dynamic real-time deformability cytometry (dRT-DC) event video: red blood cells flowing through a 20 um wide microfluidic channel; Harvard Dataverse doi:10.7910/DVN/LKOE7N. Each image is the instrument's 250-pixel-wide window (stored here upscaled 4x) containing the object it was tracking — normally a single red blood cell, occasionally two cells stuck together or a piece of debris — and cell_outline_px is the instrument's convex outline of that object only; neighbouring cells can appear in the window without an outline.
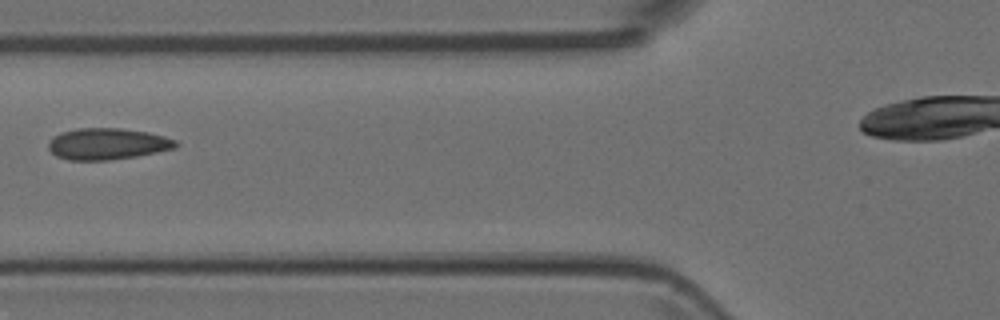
{"species": "Egyptian fruit bat (a non-hibernating species)", "species_latin": "Rousettus aegyptiacus", "temperature_condition": "room temperature", "stored_images_in_passage": 3, "camera_frame_rate_fps": 3000, "um_per_image_px": 0.085, "animal": {"sex": "female"}, "frame": {"image": 1, "passage_image": 3, "time_ms": 0.667, "image_size_px": [1000, 320], "cell_outline_px": [[180, 144], [176, 148], [136, 156], [108, 160], [68, 160], [56, 156], [48, 148], [48, 144], [52, 136], [60, 132], [76, 128], [120, 128], [148, 132], [164, 136], [176, 140]], "centroid_in_image_um": [9.12, 12.22], "position_along_channel_um": 116.7, "area_um2": 23.47}}